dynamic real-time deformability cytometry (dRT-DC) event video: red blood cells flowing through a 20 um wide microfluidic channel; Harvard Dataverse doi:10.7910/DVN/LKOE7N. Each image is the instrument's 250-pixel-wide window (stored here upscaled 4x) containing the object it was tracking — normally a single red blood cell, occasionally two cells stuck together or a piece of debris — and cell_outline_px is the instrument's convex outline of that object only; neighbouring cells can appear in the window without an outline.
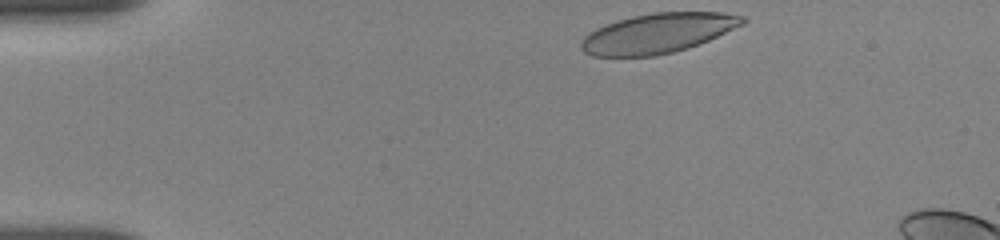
{"species": "human", "species_latin": "Homo sapiens", "temperature_condition": "room temperature", "stored_images_in_passage": 4, "camera_frame_rate_fps": 3000, "um_per_image_px": 0.085, "donor": {"sex": "female"}, "frame": {"image": 1, "passage_image": 1, "time_ms": 0.0, "image_size_px": [1000, 240], "cell_outline_px": [[748, 20], [744, 24], [708, 40], [688, 48], [656, 56], [592, 56], [584, 52], [580, 48], [580, 40], [588, 32], [604, 24], [616, 20], [632, 16], [652, 12], [724, 12], [744, 16]], "centroid_in_image_um": [55.89, 2.82], "position_along_channel_um": 29.1, "area_um2": 37.69}}